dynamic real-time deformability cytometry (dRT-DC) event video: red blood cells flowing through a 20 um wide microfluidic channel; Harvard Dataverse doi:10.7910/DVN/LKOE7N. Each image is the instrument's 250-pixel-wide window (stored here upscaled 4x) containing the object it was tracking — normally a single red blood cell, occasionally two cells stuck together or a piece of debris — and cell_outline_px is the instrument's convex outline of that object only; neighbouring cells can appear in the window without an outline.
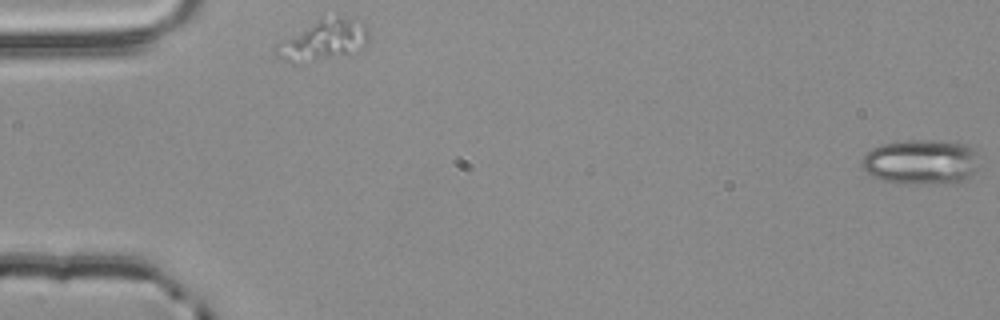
{"species": "common noctule bat (a hibernating species)", "species_latin": "Nyctalus noctula", "temperature_condition": "room temperature", "stored_images_in_passage": 55, "camera_frame_rate_fps": 3000, "um_per_image_px": 0.085, "animal": {"sex": "male", "body_mass_g": 20.4}, "frame": {"image": 1, "passage_image": 1, "time_ms": 0.0, "image_size_px": [1000, 320], "cell_outline_px": [[980, 168], [964, 180], [956, 184], [880, 180], [872, 176], [860, 164], [860, 160], [872, 148], [880, 144], [904, 140], [928, 140], [964, 144], [972, 148]], "centroid_in_image_um": [78.29, 13.75], "position_along_channel_um": 6.7, "area_um2": 30.4}}
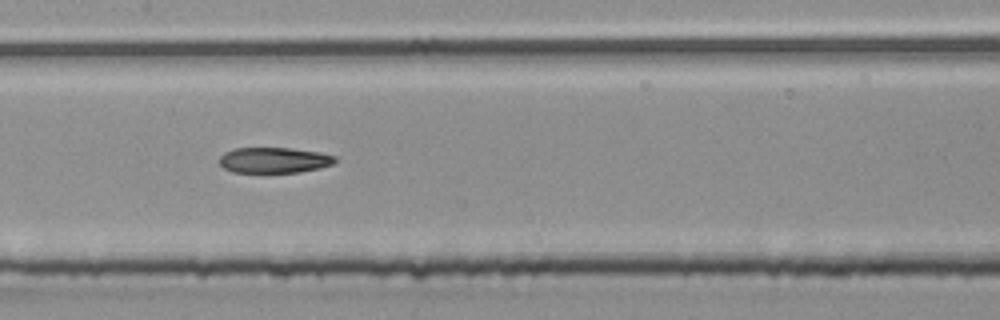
{"frame": {"image": 2, "passage_image": 28, "time_ms": 9.0, "image_size_px": [1000, 320], "cell_outline_px": [[336, 160], [332, 164], [320, 168], [300, 172], [232, 172], [224, 168], [220, 164], [220, 156], [224, 152], [236, 148], [292, 148], [320, 152], [336, 156]], "centroid_in_image_um": [23.3, 13.61], "position_along_channel_um": 184.1, "area_um2": 17.28}}
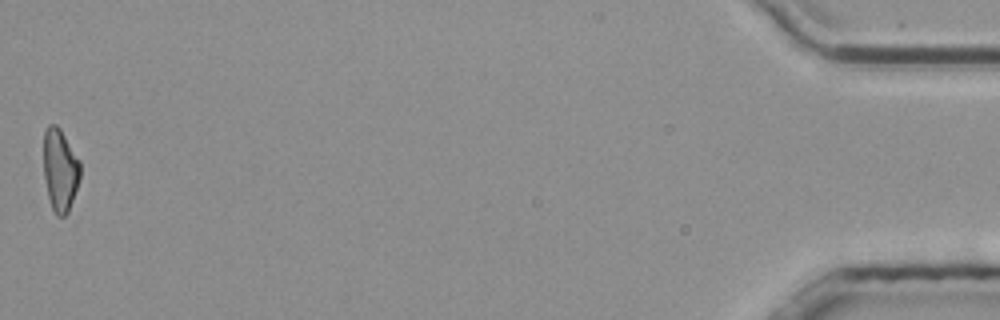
{"frame": {"image": 3, "passage_image": 55, "time_ms": 18.0, "image_size_px": [1000, 320], "cell_outline_px": [[80, 176], [68, 212], [64, 216], [56, 216], [52, 208], [48, 196], [44, 180], [44, 128], [48, 124], [56, 124], [60, 128], [80, 160]], "centroid_in_image_um": [5.09, 14.41], "position_along_channel_um": 430.1, "area_um2": 17.63}}